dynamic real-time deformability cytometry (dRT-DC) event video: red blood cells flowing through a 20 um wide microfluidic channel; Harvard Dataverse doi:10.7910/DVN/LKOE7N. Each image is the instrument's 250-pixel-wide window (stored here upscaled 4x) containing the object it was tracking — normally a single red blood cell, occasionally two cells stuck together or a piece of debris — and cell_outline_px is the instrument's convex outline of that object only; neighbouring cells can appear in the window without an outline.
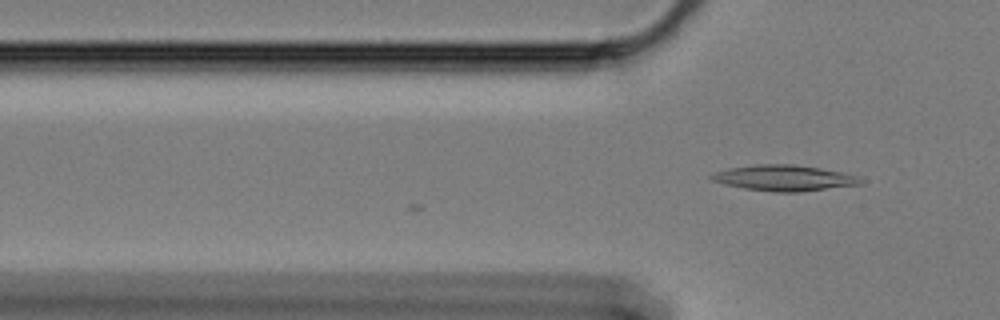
{"species": "Egyptian fruit bat (a non-hibernating species)", "species_latin": "Rousettus aegyptiacus", "temperature_condition": "cold", "stored_images_in_passage": 4, "camera_frame_rate_fps": 3000, "um_per_image_px": 0.085, "animal": {"sex": "female"}, "frame": {"image": 1, "passage_image": 4, "time_ms": 1.0, "image_size_px": [1000, 320], "cell_outline_px": [[864, 180], [860, 184], [800, 192], [772, 192], [744, 188], [724, 184], [712, 180], [708, 176], [716, 172], [728, 168], [756, 164], [792, 164], [820, 168], [840, 172], [856, 176]], "centroid_in_image_um": [66.61, 15.13], "position_along_channel_um": 59.2, "area_um2": 22.25}}